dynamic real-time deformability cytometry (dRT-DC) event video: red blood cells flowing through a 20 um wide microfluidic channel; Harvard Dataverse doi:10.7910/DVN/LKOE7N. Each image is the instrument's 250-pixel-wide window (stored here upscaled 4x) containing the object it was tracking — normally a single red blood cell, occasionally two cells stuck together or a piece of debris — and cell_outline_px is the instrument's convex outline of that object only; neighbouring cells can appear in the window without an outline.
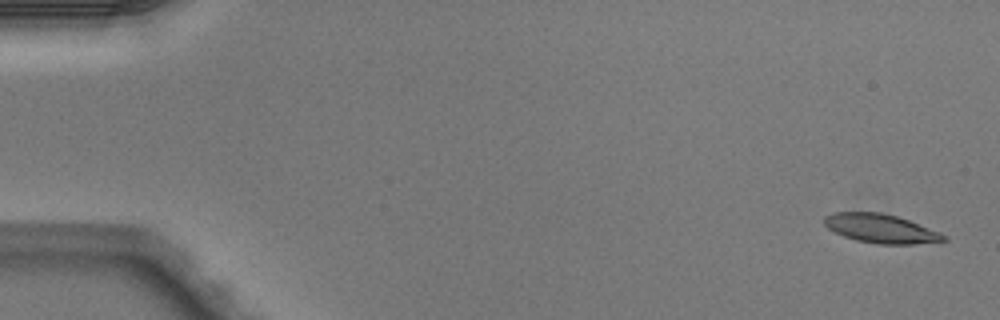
{"species": "Egyptian fruit bat (a non-hibernating species)", "species_latin": "Rousettus aegyptiacus", "temperature_condition": "warm", "stored_images_in_passage": 6, "camera_frame_rate_fps": 3000, "um_per_image_px": 0.085, "animal": {"sex": "male"}, "frame": {"image": 1, "passage_image": 1, "time_ms": 0.0, "image_size_px": [1000, 320], "cell_outline_px": [[948, 240], [912, 244], [880, 244], [856, 240], [844, 236], [828, 228], [824, 224], [824, 216], [832, 212], [880, 212], [896, 216], [908, 220], [940, 232]], "centroid_in_image_um": [74.83, 19.42], "position_along_channel_um": 10.2, "area_um2": 19.88}}